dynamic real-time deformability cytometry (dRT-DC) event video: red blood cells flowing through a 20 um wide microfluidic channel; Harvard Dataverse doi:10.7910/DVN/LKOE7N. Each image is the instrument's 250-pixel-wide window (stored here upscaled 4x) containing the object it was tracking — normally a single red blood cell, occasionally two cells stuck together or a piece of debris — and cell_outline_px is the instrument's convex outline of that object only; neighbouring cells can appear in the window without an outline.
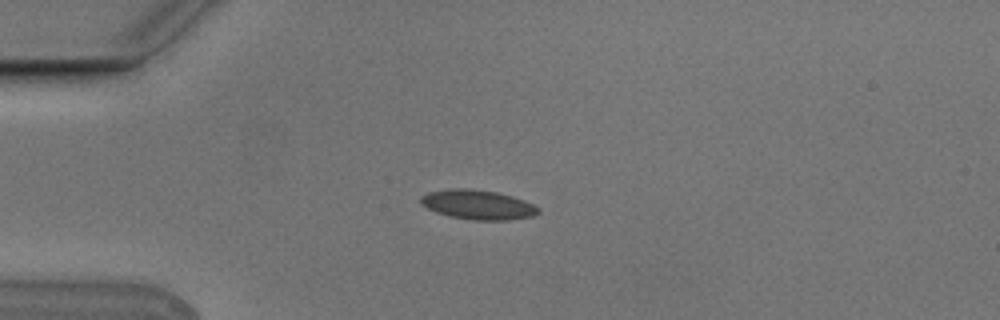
{"species": "Egyptian fruit bat (a non-hibernating species)", "species_latin": "Rousettus aegyptiacus", "temperature_condition": "cold", "stored_images_in_passage": 7, "camera_frame_rate_fps": 3000, "um_per_image_px": 0.085, "animal": {"sex": "male"}, "frame": {"image": 1, "passage_image": 3, "time_ms": 0.667, "image_size_px": [1000, 320], "cell_outline_px": [[540, 212], [532, 216], [508, 220], [472, 220], [448, 216], [436, 212], [420, 204], [420, 196], [428, 192], [448, 188], [468, 188], [496, 192], [512, 196], [524, 200], [540, 208]], "centroid_in_image_um": [40.59, 17.39], "position_along_channel_um": 44.4, "area_um2": 20.35}}
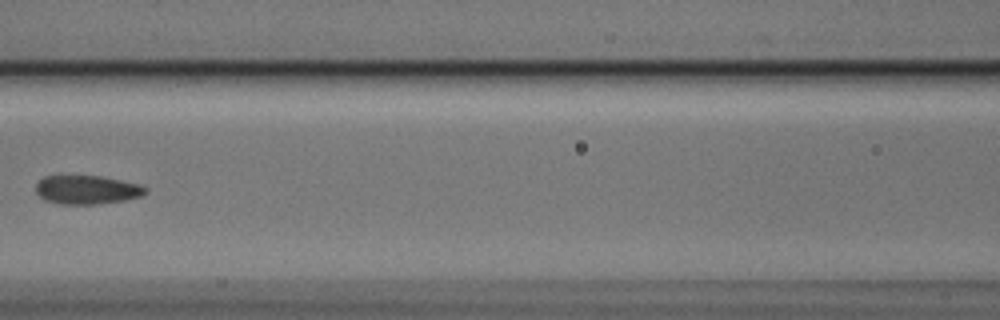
{"frame": {"image": 2, "passage_image": 6, "time_ms": 1.667, "image_size_px": [1000, 320], "cell_outline_px": [[148, 192], [140, 196], [124, 200], [96, 204], [60, 204], [44, 200], [36, 192], [36, 184], [44, 176], [100, 176], [136, 184], [148, 188]], "centroid_in_image_um": [7.36, 16.14], "position_along_channel_um": 159.2, "area_um2": 18.15}}
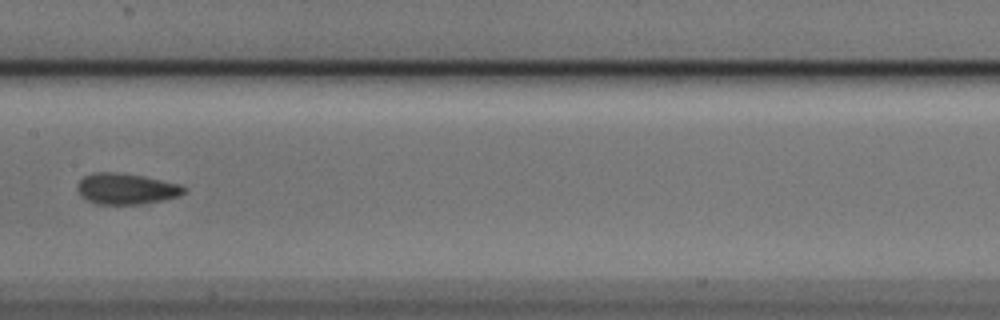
{"frame": {"image": 3, "passage_image": 7, "time_ms": 2.0, "image_size_px": [1000, 320], "cell_outline_px": [[188, 192], [180, 196], [164, 200], [140, 204], [96, 204], [80, 196], [76, 188], [76, 184], [84, 176], [96, 172], [116, 172], [144, 176], [180, 184], [188, 188]], "centroid_in_image_um": [10.76, 16.05], "position_along_channel_um": 196.6, "area_um2": 19.54}}